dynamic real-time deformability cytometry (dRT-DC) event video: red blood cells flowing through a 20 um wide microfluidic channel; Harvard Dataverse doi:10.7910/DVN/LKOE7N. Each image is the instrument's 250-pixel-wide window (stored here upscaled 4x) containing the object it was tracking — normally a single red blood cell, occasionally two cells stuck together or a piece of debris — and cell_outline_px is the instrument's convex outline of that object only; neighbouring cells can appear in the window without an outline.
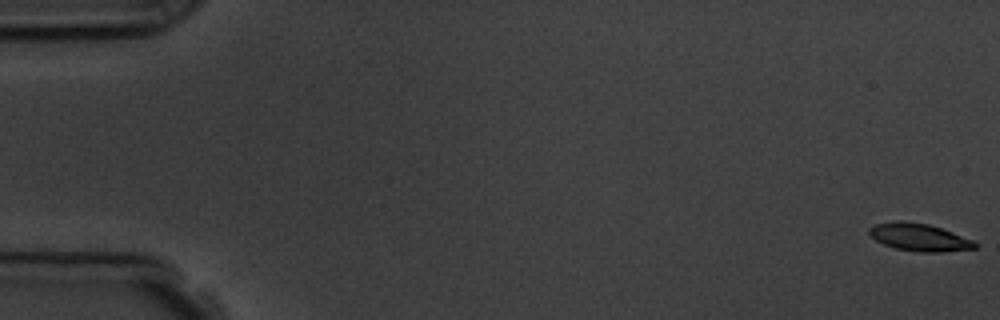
{"species": "common noctule bat (a hibernating species)", "species_latin": "Nyctalus noctula", "temperature_condition": "room temperature", "stored_images_in_passage": 58, "camera_frame_rate_fps": 3000, "um_per_image_px": 0.085, "animal": {"sex": "male", "body_mass_g": 19.5, "forearm_length_mm": 54.6}, "frame": {"image": 1, "passage_image": 1, "time_ms": 0.0, "image_size_px": [1000, 320], "cell_outline_px": [[976, 248], [940, 252], [920, 252], [896, 248], [884, 244], [876, 240], [868, 232], [868, 228], [876, 224], [896, 220], [904, 220], [928, 224], [952, 232], [972, 240], [976, 244]], "centroid_in_image_um": [78.1, 20.15], "position_along_channel_um": 6.9, "area_um2": 16.76}}
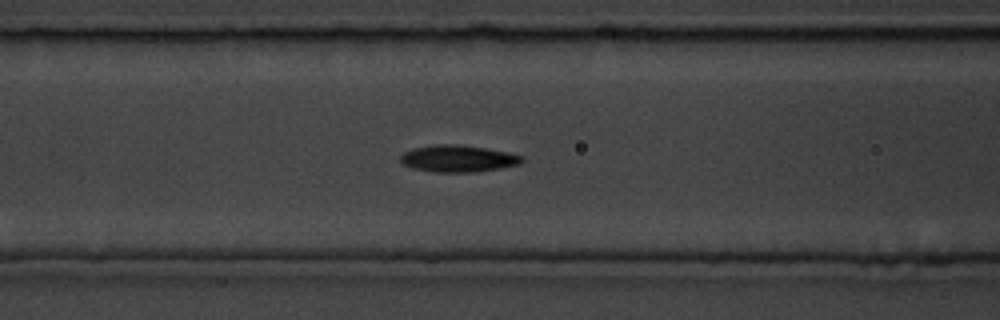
{"frame": {"image": 2, "passage_image": 24, "time_ms": 7.667, "image_size_px": [1000, 320], "cell_outline_px": [[524, 160], [520, 164], [500, 168], [472, 172], [432, 172], [412, 168], [404, 164], [400, 160], [400, 156], [404, 152], [412, 148], [432, 144], [456, 144], [484, 148], [508, 152], [524, 156]], "centroid_in_image_um": [38.92, 13.47], "position_along_channel_um": 127.7, "area_um2": 19.07}}
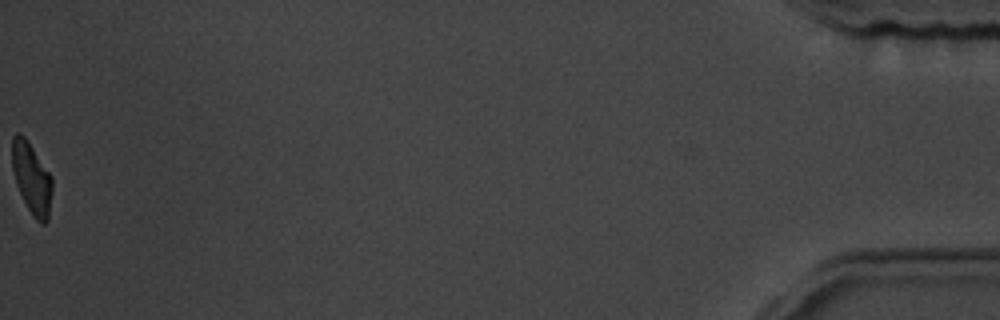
{"frame": {"image": 3, "passage_image": 58, "time_ms": 19.0, "image_size_px": [1000, 320], "cell_outline_px": [[52, 192], [48, 220], [44, 224], [40, 224], [32, 216], [16, 184], [12, 168], [12, 136], [16, 132], [20, 132], [28, 140], [52, 176]], "centroid_in_image_um": [2.7, 15.14], "position_along_channel_um": 432.5, "area_um2": 16.82}, "authors_computed_cell_mechanics": {"area_um2": 17.8024, "velocity_mm_per_s": 3.5967, "shape_relaxation_time_tau1_ms": 3.239, "shape_relaxation_time_tau2_ms": 3.8366, "deformation_change_tau1": 0.1343, "deformation_change_tau2": 0.1036}}